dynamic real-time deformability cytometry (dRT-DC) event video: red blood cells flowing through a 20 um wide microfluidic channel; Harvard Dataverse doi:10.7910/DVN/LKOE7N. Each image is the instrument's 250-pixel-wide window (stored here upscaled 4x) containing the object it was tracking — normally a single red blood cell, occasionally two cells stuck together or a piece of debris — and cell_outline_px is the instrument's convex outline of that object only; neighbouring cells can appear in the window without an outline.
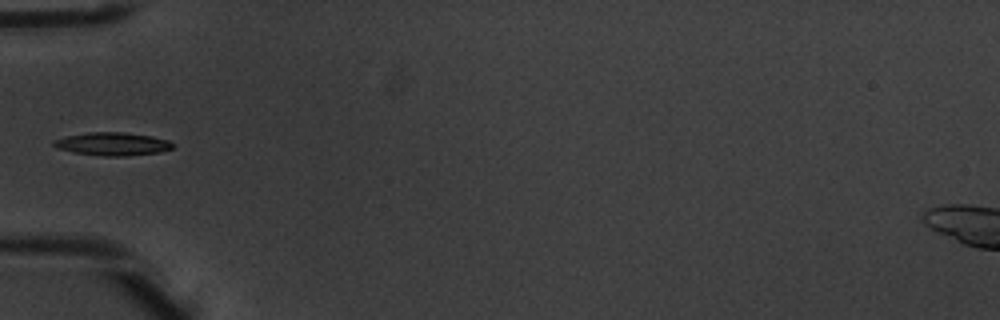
{"species": "common noctule bat (a hibernating species)", "species_latin": "Nyctalus noctula", "temperature_condition": "warm", "stored_images_in_passage": 6, "segment_of_instrument_passage": [2, 2], "camera_frame_rate_fps": 3000, "um_per_image_px": 0.085, "animal": {"sex": "male", "body_mass_g": 20.1, "forearm_length_mm": 53.5}, "frame": {"image": 1, "passage_image": 6, "time_ms": 1.667, "image_size_px": [1000, 320], "cell_outline_px": [[176, 144], [172, 148], [160, 152], [124, 156], [104, 156], [72, 152], [56, 148], [52, 144], [52, 140], [68, 136], [88, 132], [124, 132], [152, 136], [168, 140]], "centroid_in_image_um": [9.56, 12.23], "position_along_channel_um": 75.4, "area_um2": 16.07}}